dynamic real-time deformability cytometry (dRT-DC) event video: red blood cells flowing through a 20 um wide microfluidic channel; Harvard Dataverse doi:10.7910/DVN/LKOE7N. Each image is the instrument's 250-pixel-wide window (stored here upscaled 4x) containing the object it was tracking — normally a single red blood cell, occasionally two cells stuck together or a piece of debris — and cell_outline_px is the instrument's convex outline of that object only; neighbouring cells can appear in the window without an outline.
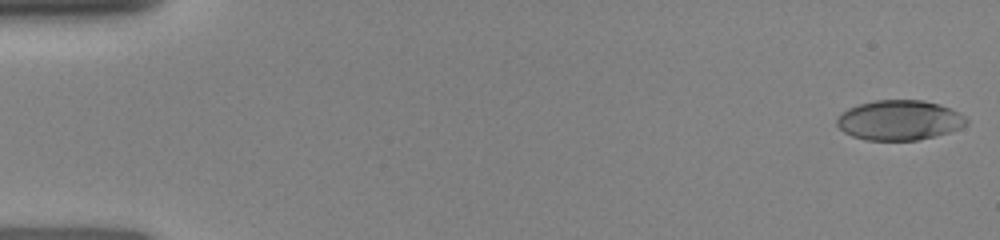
{"species": "human", "species_latin": "Homo sapiens", "temperature_condition": "room temperature", "stored_images_in_passage": 19, "camera_frame_rate_fps": 3000, "um_per_image_px": 0.085, "donor": {"sex": "female"}, "frame": {"image": 1, "passage_image": 1, "time_ms": 0.0, "image_size_px": [1000, 240], "cell_outline_px": [[968, 124], [960, 128], [936, 136], [916, 140], [864, 140], [852, 136], [844, 132], [836, 124], [836, 116], [848, 108], [860, 104], [876, 100], [924, 100], [940, 104], [960, 112], [968, 120]], "centroid_in_image_um": [76.44, 10.21], "position_along_channel_um": 8.6, "area_um2": 30.35}}
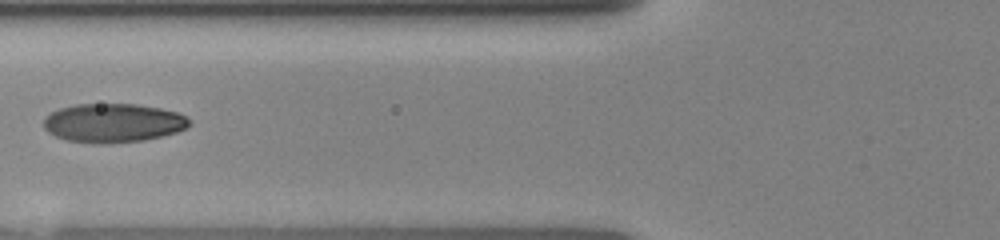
{"frame": {"image": 2, "passage_image": 14, "time_ms": 6.0, "image_size_px": [1000, 240], "cell_outline_px": [[192, 124], [188, 128], [164, 136], [144, 140], [108, 144], [100, 144], [68, 140], [56, 136], [48, 132], [44, 128], [44, 116], [60, 108], [76, 104], [136, 104], [160, 108], [176, 112], [188, 116]], "centroid_in_image_um": [9.65, 10.45], "position_along_channel_um": 116.1, "area_um2": 33.29}}
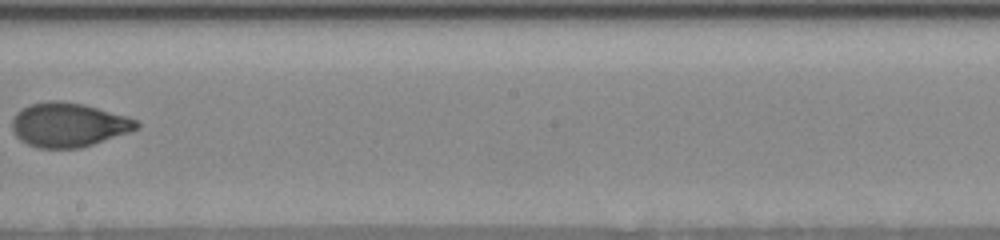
{"frame": {"image": 3, "passage_image": 19, "time_ms": 9.0, "image_size_px": [1000, 240], "cell_outline_px": [[140, 124], [136, 128], [128, 132], [80, 148], [36, 148], [20, 140], [12, 132], [12, 120], [16, 112], [32, 104], [48, 100], [60, 100], [84, 104], [128, 116], [136, 120]], "centroid_in_image_um": [5.79, 10.6], "position_along_channel_um": 242.4, "area_um2": 31.96}}